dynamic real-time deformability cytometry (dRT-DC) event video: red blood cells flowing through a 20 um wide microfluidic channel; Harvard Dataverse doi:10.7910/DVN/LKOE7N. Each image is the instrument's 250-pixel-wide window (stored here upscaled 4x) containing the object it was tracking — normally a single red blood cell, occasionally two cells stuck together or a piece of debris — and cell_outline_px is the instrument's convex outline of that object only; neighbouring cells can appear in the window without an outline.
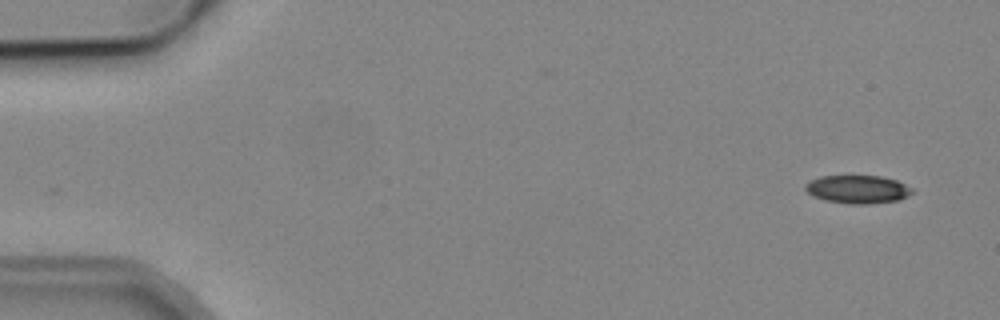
{"species": "common noctule bat (a hibernating species)", "species_latin": "Nyctalus noctula", "temperature_condition": "cold", "stored_images_in_passage": 5, "camera_frame_rate_fps": 3000, "um_per_image_px": 0.085, "animal": {"sex": "male", "body_mass_g": 19.2, "forearm_length_mm": 51.8}, "frame": {"image": 1, "passage_image": 1, "time_ms": 0.0, "image_size_px": [1000, 320], "cell_outline_px": [[916, 192], [900, 200], [868, 204], [848, 204], [824, 200], [812, 196], [804, 188], [804, 184], [820, 176], [880, 176], [896, 180], [912, 188]], "centroid_in_image_um": [72.92, 16.1], "position_along_channel_um": 12.1, "area_um2": 17.69}}
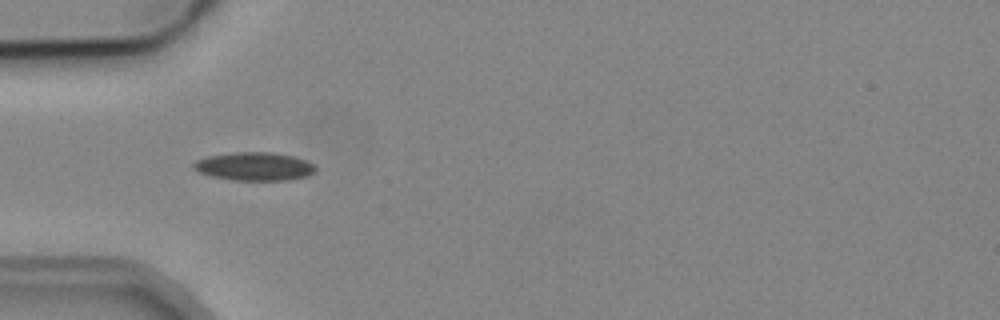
{"frame": {"image": 2, "passage_image": 5, "time_ms": 4.667, "image_size_px": [1000, 320], "cell_outline_px": [[316, 168], [308, 176], [288, 180], [232, 180], [212, 176], [196, 172], [192, 168], [192, 164], [196, 160], [208, 156], [232, 152], [272, 152], [296, 156], [312, 164]], "centroid_in_image_um": [21.58, 14.14], "position_along_channel_um": 63.4, "area_um2": 20.23}}